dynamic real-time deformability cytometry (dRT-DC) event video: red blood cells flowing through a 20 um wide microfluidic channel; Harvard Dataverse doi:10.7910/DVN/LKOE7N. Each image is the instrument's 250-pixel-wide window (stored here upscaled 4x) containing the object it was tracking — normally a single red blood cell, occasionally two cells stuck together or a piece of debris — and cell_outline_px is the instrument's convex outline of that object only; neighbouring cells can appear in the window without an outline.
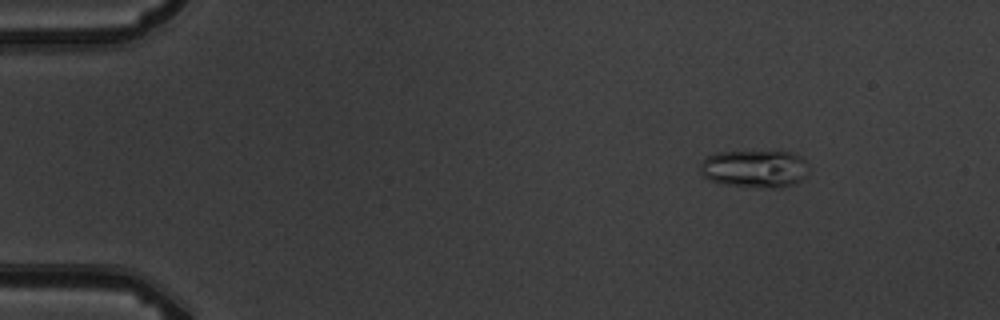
{"species": "common noctule bat (a hibernating species)", "species_latin": "Nyctalus noctula", "temperature_condition": "warm", "stored_images_in_passage": 4, "camera_frame_rate_fps": 3000, "um_per_image_px": 0.085, "animal": {"sex": "male", "body_mass_g": 19.5, "forearm_length_mm": 54.6}, "frame": {"image": 1, "passage_image": 2, "time_ms": 1.0, "image_size_px": [1000, 320], "cell_outline_px": [[804, 176], [800, 180], [792, 184], [780, 188], [764, 188], [724, 184], [708, 180], [700, 172], [700, 164], [708, 156], [716, 152], [792, 152], [800, 156], [804, 160]], "centroid_in_image_um": [64.08, 14.35], "position_along_channel_um": 20.9, "area_um2": 23.41}}
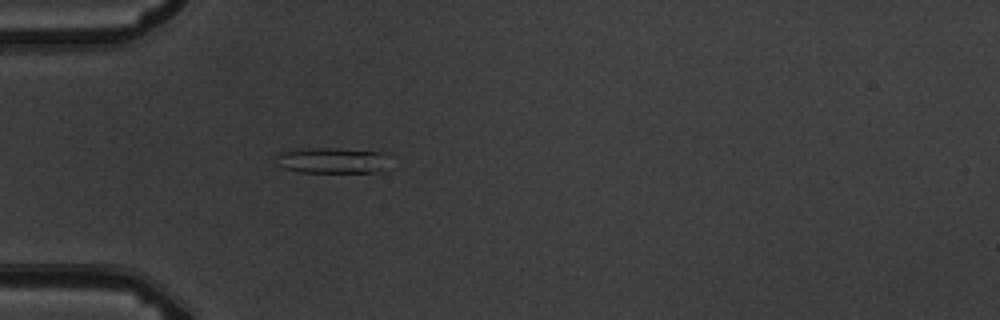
{"frame": {"image": 2, "passage_image": 4, "time_ms": 4.333, "image_size_px": [1000, 320], "cell_outline_px": [[380, 168], [372, 172], [300, 172], [284, 168], [276, 164], [276, 152], [300, 148], [336, 148], [376, 152]], "centroid_in_image_um": [27.87, 13.63], "position_along_channel_um": 57.1, "area_um2": 16.07}}